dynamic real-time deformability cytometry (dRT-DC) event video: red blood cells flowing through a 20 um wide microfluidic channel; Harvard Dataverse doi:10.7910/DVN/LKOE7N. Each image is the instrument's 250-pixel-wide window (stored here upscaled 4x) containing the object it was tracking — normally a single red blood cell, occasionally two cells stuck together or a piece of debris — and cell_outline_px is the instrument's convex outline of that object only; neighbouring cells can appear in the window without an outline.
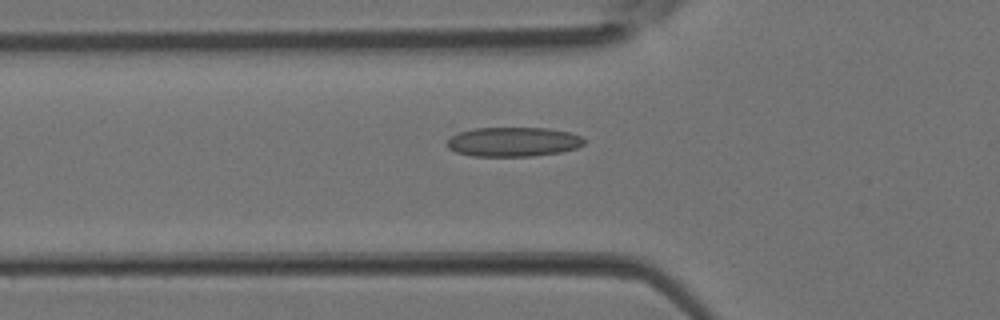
{"species": "Egyptian fruit bat (a non-hibernating species)", "species_latin": "Rousettus aegyptiacus", "temperature_condition": "room temperature", "stored_images_in_passage": 28, "camera_frame_rate_fps": 3000, "um_per_image_px": 0.085, "animal": {"sex": "female"}, "frame": {"image": 1, "passage_image": 3, "time_ms": 0.667, "image_size_px": [1000, 320], "cell_outline_px": [[584, 144], [576, 148], [560, 152], [532, 156], [472, 156], [456, 152], [448, 148], [448, 140], [456, 132], [472, 128], [548, 128], [568, 132], [580, 136], [584, 140]], "centroid_in_image_um": [43.6, 12.05], "position_along_channel_um": 82.2, "area_um2": 23.47}}
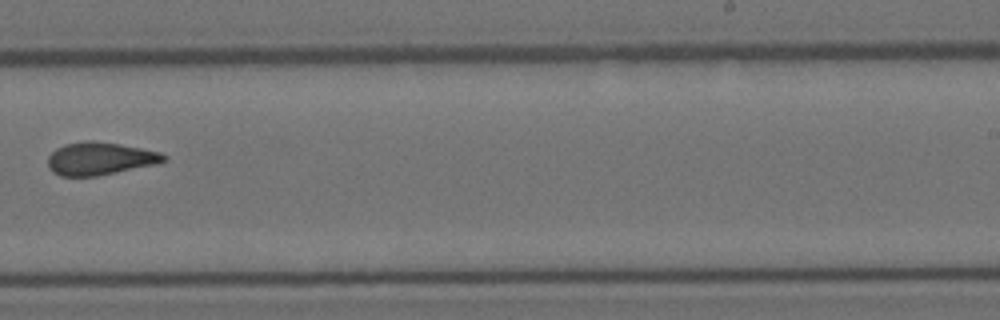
{"frame": {"image": 2, "passage_image": 14, "time_ms": 4.333, "image_size_px": [1000, 320], "cell_outline_px": [[168, 156], [164, 160], [156, 164], [96, 176], [60, 176], [52, 172], [48, 168], [48, 156], [56, 148], [64, 144], [84, 140], [92, 140], [120, 144], [160, 152]], "centroid_in_image_um": [8.45, 13.47], "position_along_channel_um": 280.6, "area_um2": 22.14}}
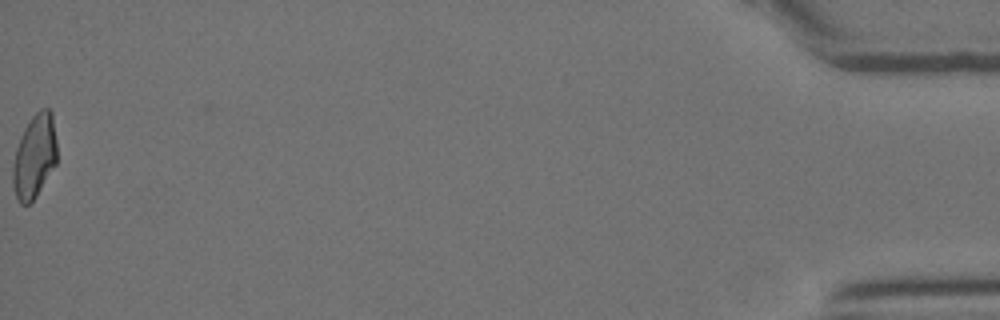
{"frame": {"image": 3, "passage_image": 28, "time_ms": 9.0, "image_size_px": [1000, 320], "cell_outline_px": [[56, 164], [36, 196], [28, 204], [20, 204], [16, 196], [12, 184], [12, 168], [16, 148], [20, 136], [24, 128], [32, 116], [40, 108], [48, 108], [52, 112], [56, 140]], "centroid_in_image_um": [2.92, 13.27], "position_along_channel_um": 432.3, "area_um2": 21.56}}